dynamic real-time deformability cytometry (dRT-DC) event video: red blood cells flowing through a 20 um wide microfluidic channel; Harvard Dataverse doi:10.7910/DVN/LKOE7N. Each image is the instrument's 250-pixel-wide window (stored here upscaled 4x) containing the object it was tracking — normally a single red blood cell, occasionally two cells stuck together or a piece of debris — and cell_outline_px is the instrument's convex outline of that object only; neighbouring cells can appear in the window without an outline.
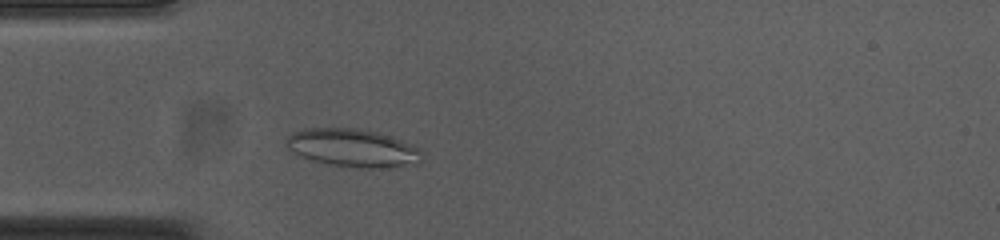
{"species": "common noctule bat (a hibernating species)", "species_latin": "Nyctalus noctula", "temperature_condition": "cold", "stored_images_in_passage": 43, "camera_frame_rate_fps": 3000, "um_per_image_px": 0.085, "animal": {"sex": "female", "body_mass_g": 23.0, "forearm_length_mm": 53.4}, "frame": {"image": 1, "passage_image": 9, "time_ms": 2.667, "image_size_px": [1000, 240], "cell_outline_px": [[420, 164], [380, 168], [360, 168], [332, 164], [300, 156], [288, 148], [284, 144], [284, 140], [292, 132], [304, 128], [356, 128], [376, 132], [388, 136], [408, 144], [416, 148], [420, 152]], "centroid_in_image_um": [29.92, 12.57], "position_along_channel_um": 55.1, "area_um2": 29.59}}
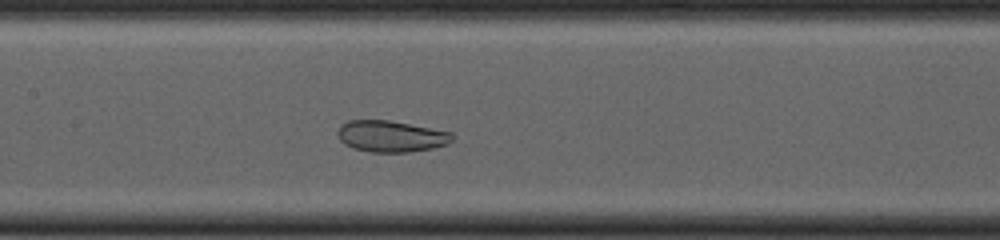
{"frame": {"image": 2, "passage_image": 19, "time_ms": 6.0, "image_size_px": [1000, 240], "cell_outline_px": [[452, 140], [448, 144], [432, 148], [408, 152], [372, 152], [352, 148], [344, 144], [340, 140], [336, 132], [340, 124], [348, 120], [388, 120], [452, 132]], "centroid_in_image_um": [33.19, 11.58], "position_along_channel_um": 174.2, "area_um2": 20.98}}
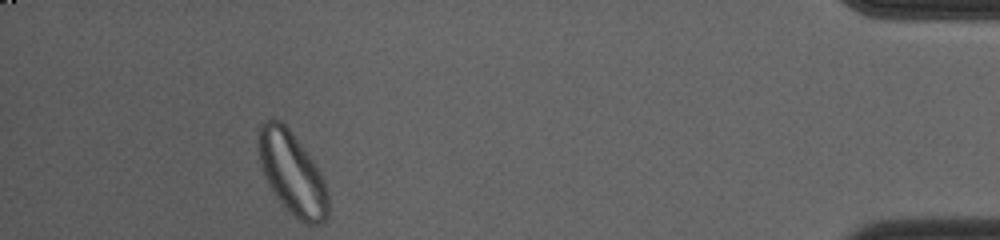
{"frame": {"image": 3, "passage_image": 43, "time_ms": 14.0, "image_size_px": [1000, 240], "cell_outline_px": [[328, 216], [320, 224], [304, 224], [276, 196], [264, 176], [260, 164], [256, 144], [260, 128], [272, 116], [280, 120], [292, 132], [316, 164], [324, 180], [328, 192]], "centroid_in_image_um": [24.83, 14.69], "position_along_channel_um": 410.4, "area_um2": 33.35}, "authors_computed_cell_mechanics": {"area_um2": 28.3798, "velocity_mm_per_s": 3.7254, "shape_relaxation_time_tau1_ms": null, "shape_relaxation_time_tau2_ms": 0.7833, "deformation_change_tau1": null, "deformation_change_tau2": 0.0611}}